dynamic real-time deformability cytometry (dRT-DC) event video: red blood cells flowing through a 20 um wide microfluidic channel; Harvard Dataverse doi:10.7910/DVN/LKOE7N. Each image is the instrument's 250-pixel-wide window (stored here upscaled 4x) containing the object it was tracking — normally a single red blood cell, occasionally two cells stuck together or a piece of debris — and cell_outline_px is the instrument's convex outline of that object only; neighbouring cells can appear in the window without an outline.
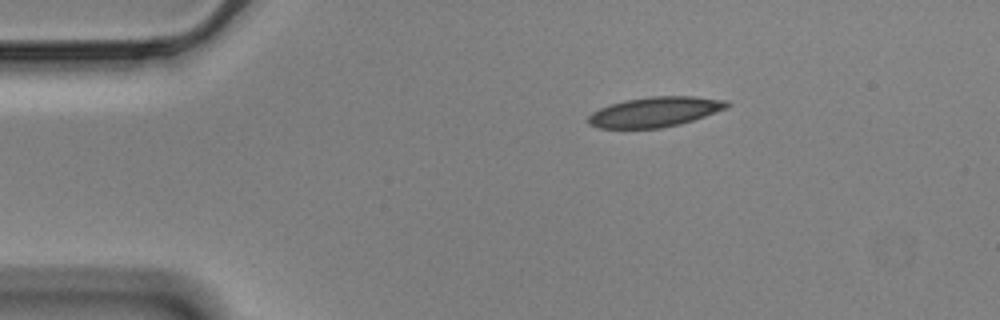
{"species": "Egyptian fruit bat (a non-hibernating species)", "species_latin": "Rousettus aegyptiacus", "temperature_condition": "cold", "stored_images_in_passage": 48, "camera_frame_rate_fps": 3000, "um_per_image_px": 0.085, "animal": {"sex": "male"}, "frame": {"image": 1, "passage_image": 1, "time_ms": 0.0, "image_size_px": [1000, 320], "cell_outline_px": [[732, 104], [728, 108], [680, 124], [660, 128], [596, 128], [588, 124], [588, 116], [592, 112], [600, 108], [624, 100], [652, 96], [692, 96], [728, 100]], "centroid_in_image_um": [55.69, 9.51], "position_along_channel_um": 29.3, "area_um2": 24.28}}
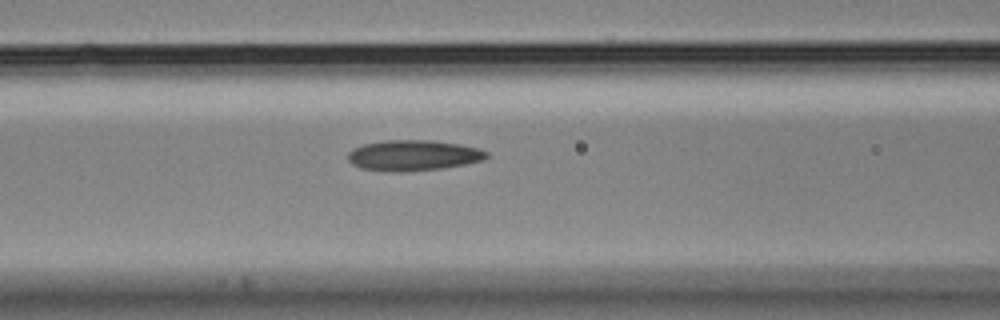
{"frame": {"image": 2, "passage_image": 14, "time_ms": 4.333, "image_size_px": [1000, 320], "cell_outline_px": [[488, 156], [484, 160], [464, 164], [440, 168], [400, 172], [388, 172], [360, 168], [352, 164], [348, 160], [348, 152], [352, 148], [364, 144], [384, 140], [428, 140], [460, 144], [480, 148], [488, 152]], "centroid_in_image_um": [35.11, 13.2], "position_along_channel_um": 131.5, "area_um2": 24.85}}
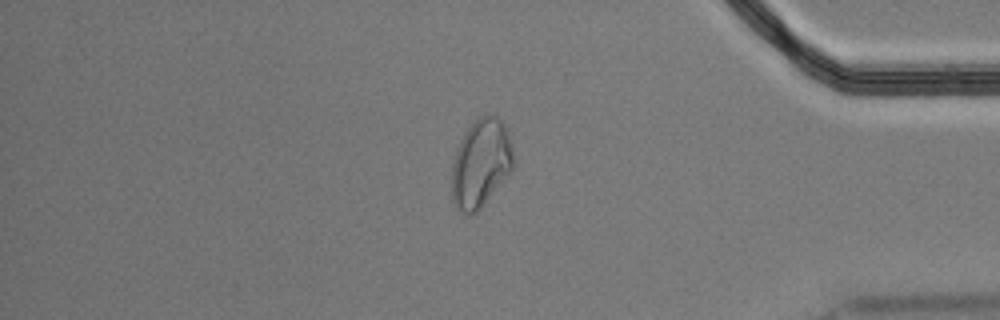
{"frame": {"image": 3, "passage_image": 39, "time_ms": 12.667, "image_size_px": [1000, 320], "cell_outline_px": [[512, 168], [480, 208], [472, 216], [464, 216], [456, 208], [452, 200], [452, 164], [460, 140], [476, 116], [484, 112], [492, 112], [500, 116], [508, 132], [512, 148]], "centroid_in_image_um": [40.84, 13.82], "position_along_channel_um": 394.4, "area_um2": 31.91}, "authors_computed_cell_mechanics": {"area_um2": 24.4783, "velocity_mm_per_s": 3.4899, "shape_relaxation_time_tau1_ms": null, "shape_relaxation_time_tau2_ms": 4.8812, "deformation_change_tau1": null, "deformation_change_tau2": 0.1217}}